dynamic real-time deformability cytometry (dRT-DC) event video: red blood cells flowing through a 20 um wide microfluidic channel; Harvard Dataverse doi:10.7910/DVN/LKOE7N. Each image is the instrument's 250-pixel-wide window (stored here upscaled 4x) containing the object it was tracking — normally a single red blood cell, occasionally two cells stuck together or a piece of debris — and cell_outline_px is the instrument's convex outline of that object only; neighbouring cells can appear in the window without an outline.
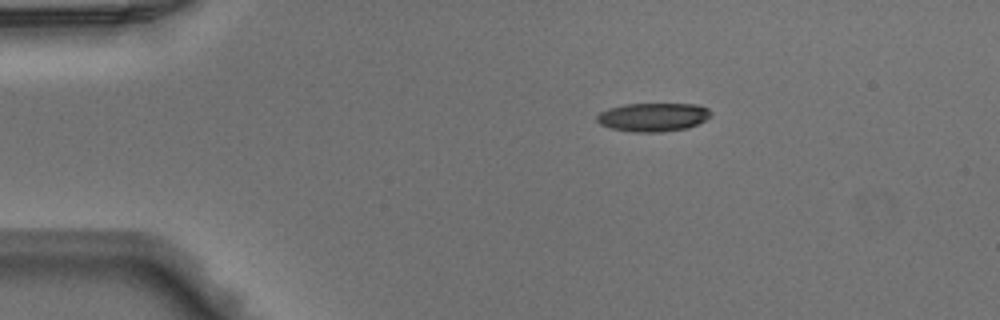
{"species": "Egyptian fruit bat (a non-hibernating species)", "species_latin": "Rousettus aegyptiacus", "temperature_condition": "warm", "stored_images_in_passage": 40, "camera_frame_rate_fps": 3000, "um_per_image_px": 0.085, "animal": {"sex": "male"}, "frame": {"image": 1, "passage_image": 1, "time_ms": 0.0, "image_size_px": [1000, 320], "cell_outline_px": [[712, 116], [688, 128], [660, 132], [632, 132], [612, 128], [600, 124], [596, 120], [596, 116], [600, 112], [608, 108], [624, 104], [696, 104], [708, 108], [712, 112]], "centroid_in_image_um": [55.51, 9.95], "position_along_channel_um": 29.5, "area_um2": 19.02}}
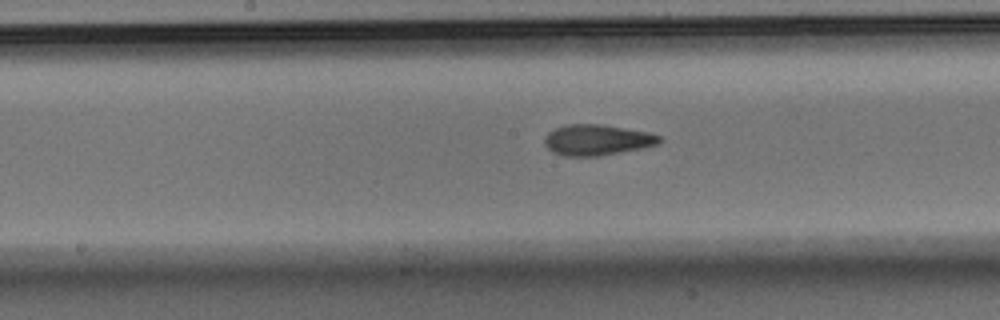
{"frame": {"image": 2, "passage_image": 17, "time_ms": 5.333, "image_size_px": [1000, 320], "cell_outline_px": [[664, 140], [660, 144], [600, 156], [564, 156], [552, 152], [544, 144], [544, 136], [548, 132], [564, 124], [604, 124], [648, 132], [660, 136]], "centroid_in_image_um": [50.74, 11.89], "position_along_channel_um": 197.5, "area_um2": 20.81}}
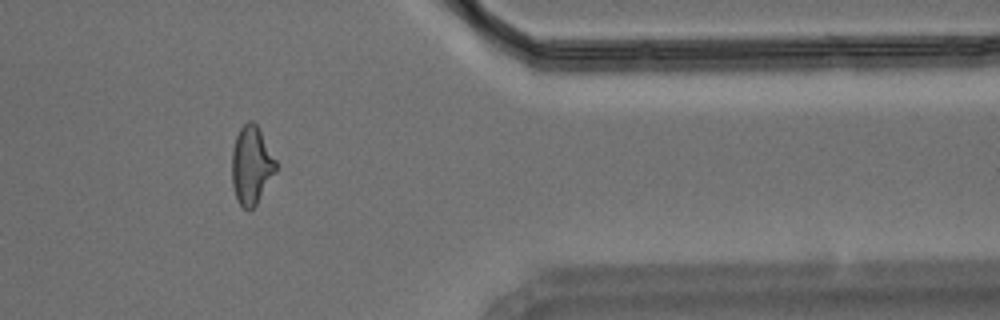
{"frame": {"image": 3, "passage_image": 32, "time_ms": 10.333, "image_size_px": [1000, 320], "cell_outline_px": [[276, 172], [256, 204], [252, 208], [244, 208], [240, 204], [236, 196], [232, 184], [232, 148], [236, 136], [240, 128], [248, 120], [252, 120], [260, 128], [276, 160]], "centroid_in_image_um": [21.37, 13.99], "position_along_channel_um": 390.0, "area_um2": 20.0}}